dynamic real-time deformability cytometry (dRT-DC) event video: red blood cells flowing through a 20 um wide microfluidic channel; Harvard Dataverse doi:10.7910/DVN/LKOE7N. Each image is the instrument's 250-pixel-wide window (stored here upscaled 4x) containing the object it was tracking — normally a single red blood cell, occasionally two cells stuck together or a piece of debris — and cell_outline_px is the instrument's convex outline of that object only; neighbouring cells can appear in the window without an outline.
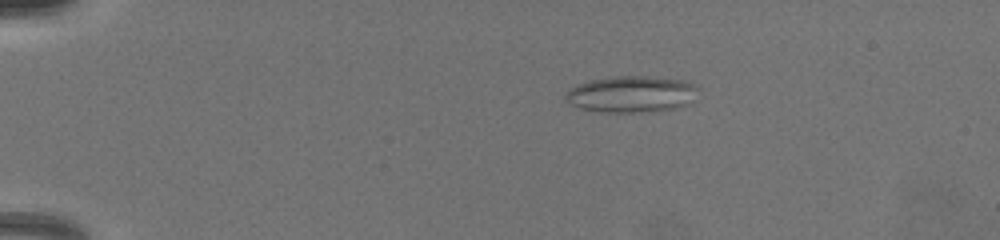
{"species": "common noctule bat (a hibernating species)", "species_latin": "Nyctalus noctula", "temperature_condition": "warm", "stored_images_in_passage": 70, "camera_frame_rate_fps": 3000, "um_per_image_px": 0.085, "animal": {"sex": "female", "body_mass_g": 19.5, "forearm_length_mm": 54.1}, "frame": {"image": 1, "passage_image": 15, "time_ms": 3.667, "image_size_px": [1000, 240], "cell_outline_px": [[696, 88], [688, 104], [676, 108], [652, 112], [600, 112], [580, 108], [568, 104], [564, 100], [564, 96], [572, 88], [580, 84], [592, 80], [616, 76], [644, 76], [684, 80], [692, 84]], "centroid_in_image_um": [53.62, 8.02], "position_along_channel_um": 31.4, "area_um2": 27.86}}
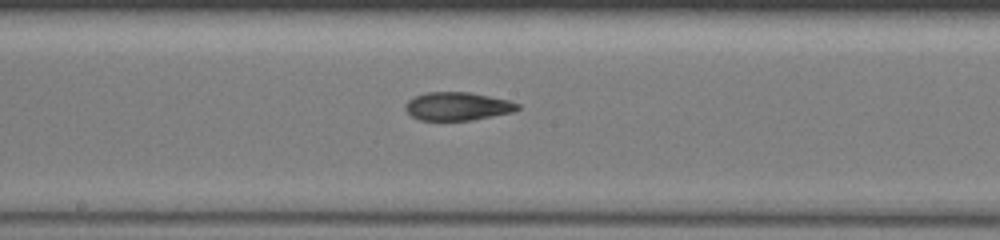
{"frame": {"image": 2, "passage_image": 36, "time_ms": 10.0, "image_size_px": [1000, 240], "cell_outline_px": [[520, 108], [512, 112], [472, 120], [420, 120], [412, 116], [404, 108], [404, 104], [408, 100], [416, 96], [428, 92], [468, 92], [508, 100], [520, 104]], "centroid_in_image_um": [38.87, 9.03], "position_along_channel_um": 209.3, "area_um2": 18.32}}
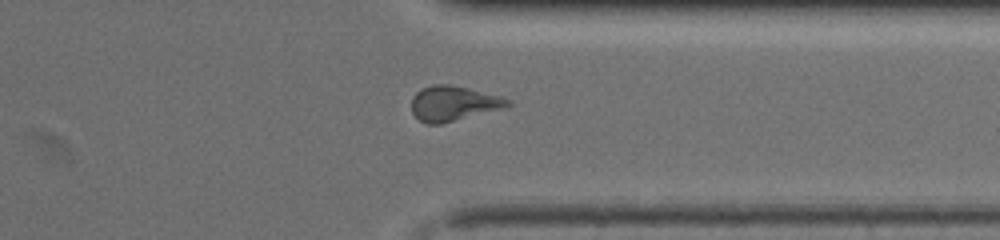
{"frame": {"image": 3, "passage_image": 58, "time_ms": 14.0, "image_size_px": [1000, 240], "cell_outline_px": [[512, 104], [508, 108], [440, 124], [428, 124], [420, 120], [412, 112], [412, 96], [420, 88], [436, 84], [448, 84], [468, 88], [500, 96], [512, 100]], "centroid_in_image_um": [38.59, 8.79], "position_along_channel_um": 372.8, "area_um2": 19.83}, "authors_computed_cell_mechanics": {"area_um2": 19.9121, "velocity_mm_per_s": 4.0949, "shape_relaxation_time_tau1_ms": null, "shape_relaxation_time_tau2_ms": 5.0945, "deformation_change_tau1": null, "deformation_change_tau2": 0.1623}}